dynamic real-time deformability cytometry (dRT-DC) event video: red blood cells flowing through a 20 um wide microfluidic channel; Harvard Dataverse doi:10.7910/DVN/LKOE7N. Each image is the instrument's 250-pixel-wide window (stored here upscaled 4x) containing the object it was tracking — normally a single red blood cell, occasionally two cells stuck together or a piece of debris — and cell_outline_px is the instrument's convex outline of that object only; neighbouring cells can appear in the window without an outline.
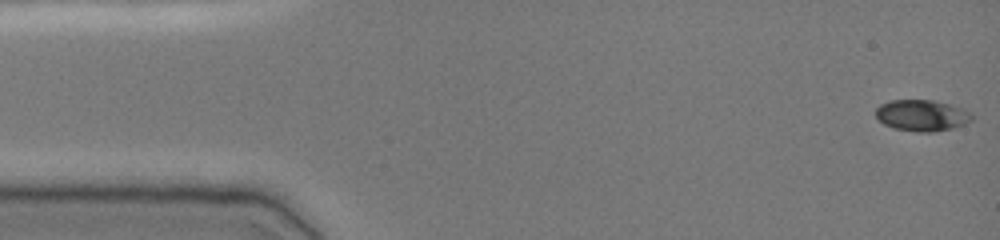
{"species": "common noctule bat (a hibernating species)", "species_latin": "Nyctalus noctula", "temperature_condition": "cold", "stored_images_in_passage": 50, "camera_frame_rate_fps": 3000, "um_per_image_px": 0.085, "animal": {"sex": "female", "body_mass_g": 19.0, "forearm_length_mm": 51.5}, "frame": {"image": 1, "passage_image": 1, "time_ms": 0.0, "image_size_px": [1000, 240], "cell_outline_px": [[972, 120], [952, 128], [936, 132], [916, 132], [892, 128], [884, 124], [876, 116], [876, 108], [880, 104], [892, 100], [932, 100], [948, 104], [960, 108], [968, 112], [972, 116]], "centroid_in_image_um": [78.31, 9.82], "position_along_channel_um": 6.7, "area_um2": 17.34}}
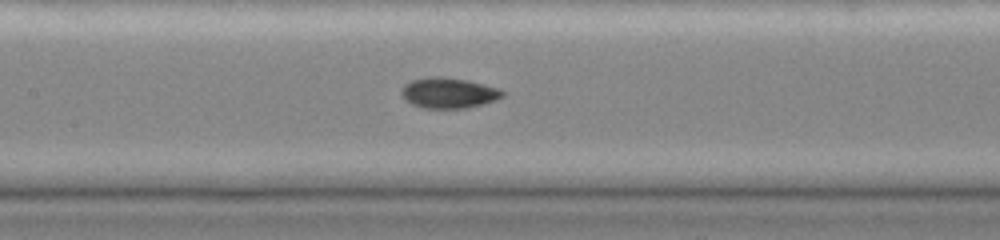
{"frame": {"image": 2, "passage_image": 23, "time_ms": 7.333, "image_size_px": [1000, 240], "cell_outline_px": [[504, 96], [496, 100], [484, 104], [468, 108], [424, 108], [412, 104], [404, 100], [400, 92], [404, 84], [412, 80], [428, 76], [444, 76], [468, 80], [500, 88], [504, 92]], "centroid_in_image_um": [38.14, 7.89], "position_along_channel_um": 169.3, "area_um2": 18.32}}
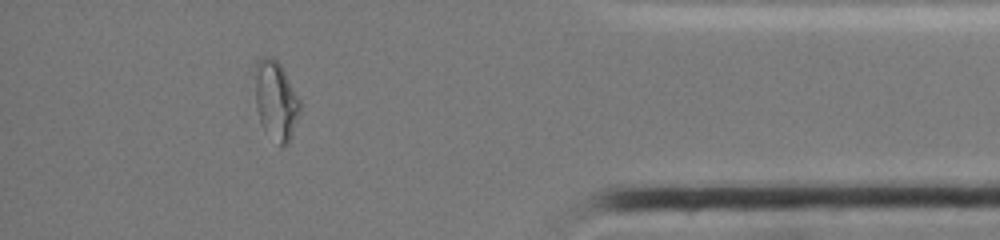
{"frame": {"image": 3, "passage_image": 44, "time_ms": 14.333, "image_size_px": [1000, 240], "cell_outline_px": [[300, 112], [288, 144], [280, 148], [264, 128], [260, 120], [256, 108], [252, 72], [256, 60], [260, 56], [272, 56], [280, 64], [300, 100]], "centroid_in_image_um": [23.39, 8.48], "position_along_channel_um": 411.8, "area_um2": 21.21}, "authors_computed_cell_mechanics": {"area_um2": 17.2244, "velocity_mm_per_s": 3.8299, "shape_relaxation_time_tau1_ms": 5.0558, "shape_relaxation_time_tau2_ms": 1.7492, "deformation_change_tau1": 0.1918, "deformation_change_tau2": 0.0473}}